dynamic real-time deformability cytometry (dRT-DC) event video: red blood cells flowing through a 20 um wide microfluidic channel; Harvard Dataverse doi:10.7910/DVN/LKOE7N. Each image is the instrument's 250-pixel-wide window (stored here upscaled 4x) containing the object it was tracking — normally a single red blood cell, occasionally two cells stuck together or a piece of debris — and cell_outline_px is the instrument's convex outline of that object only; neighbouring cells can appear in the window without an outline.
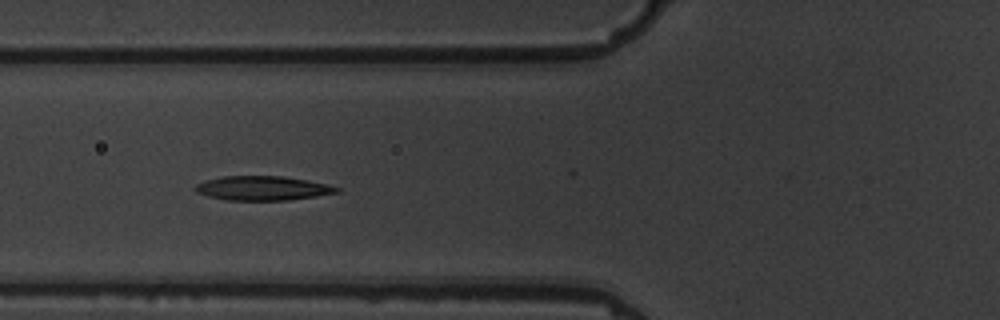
{"species": "common noctule bat (a hibernating species)", "species_latin": "Nyctalus noctula", "temperature_condition": "warm", "stored_images_in_passage": 13, "camera_frame_rate_fps": 3000, "um_per_image_px": 0.085, "animal": {"sex": "male", "body_mass_g": 19.5, "forearm_length_mm": 54.6}, "frame": {"image": 1, "passage_image": 4, "time_ms": 3.333, "image_size_px": [1000, 320], "cell_outline_px": [[340, 192], [316, 196], [288, 200], [228, 200], [208, 196], [196, 192], [192, 188], [196, 184], [204, 180], [220, 176], [284, 176], [308, 180], [328, 184], [340, 188]], "centroid_in_image_um": [22.3, 15.99], "position_along_channel_um": 103.5, "area_um2": 20.17}}
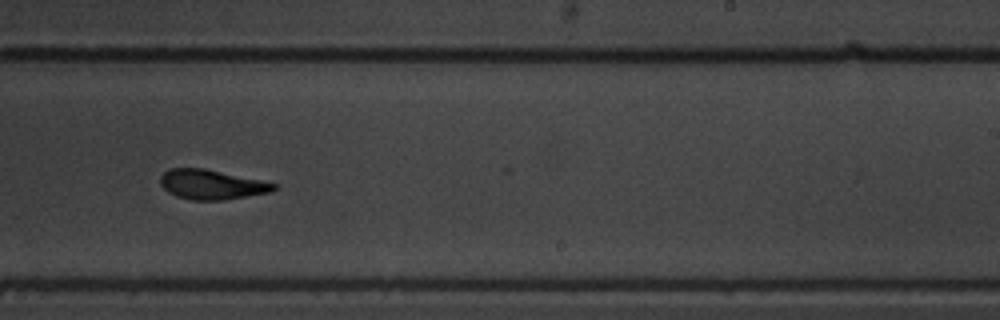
{"frame": {"image": 2, "passage_image": 8, "time_ms": 8.0, "image_size_px": [1000, 320], "cell_outline_px": [[276, 188], [268, 192], [224, 200], [192, 200], [176, 196], [168, 192], [160, 184], [160, 176], [168, 168], [204, 168], [260, 180], [276, 184]], "centroid_in_image_um": [17.92, 15.68], "position_along_channel_um": 271.1, "area_um2": 19.42}}
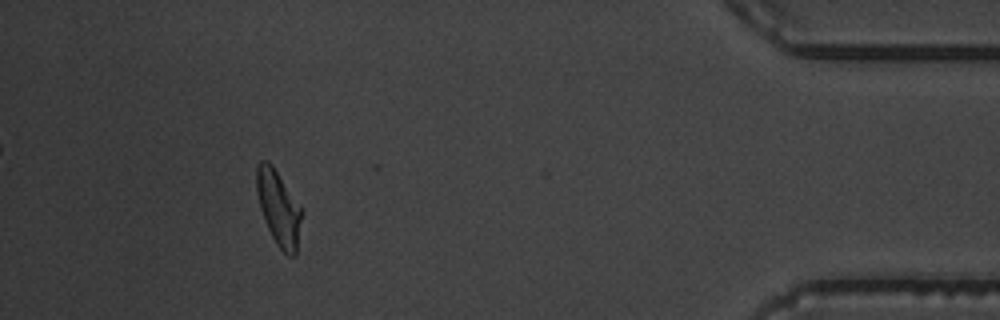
{"frame": {"image": 3, "passage_image": 12, "time_ms": 13.333, "image_size_px": [1000, 320], "cell_outline_px": [[300, 220], [296, 256], [288, 256], [276, 244], [264, 220], [260, 208], [256, 192], [256, 168], [260, 160], [268, 160], [272, 164], [300, 204]], "centroid_in_image_um": [23.65, 17.64], "position_along_channel_um": 411.6, "area_um2": 19.54}, "authors_computed_cell_mechanics": {"area_um2": 19.652, "velocity_mm_per_s": 3.5989, "shape_relaxation_time_tau1_ms": 4.0851, "shape_relaxation_time_tau2_ms": 1.518, "deformation_change_tau1": 0.1633, "deformation_change_tau2": 0.0899}}